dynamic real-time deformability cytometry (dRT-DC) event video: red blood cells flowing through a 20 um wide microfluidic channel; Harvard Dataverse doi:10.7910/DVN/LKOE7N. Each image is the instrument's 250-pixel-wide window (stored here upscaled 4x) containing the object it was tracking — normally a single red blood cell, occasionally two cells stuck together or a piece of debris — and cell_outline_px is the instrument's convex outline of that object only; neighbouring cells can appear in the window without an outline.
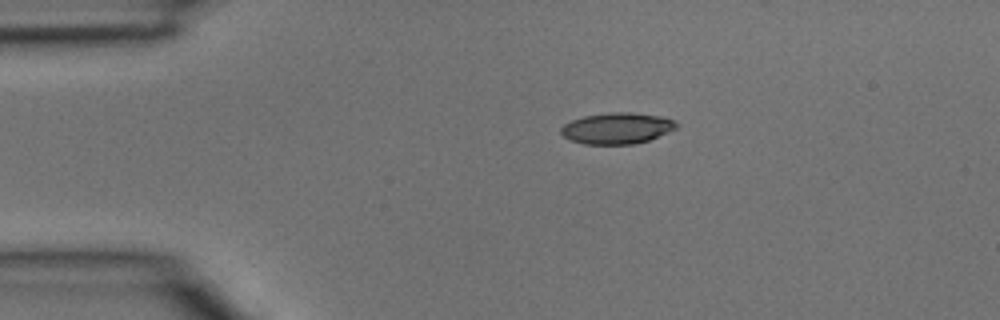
{"species": "common noctule bat (a hibernating species)", "species_latin": "Nyctalus noctula", "temperature_condition": "room temperature", "stored_images_in_passage": 3, "segment_of_instrument_passage": [1, 2], "camera_frame_rate_fps": 3000, "um_per_image_px": 0.085, "animal": {"sex": "male", "body_mass_g": 15.6}, "frame": {"image": 1, "passage_image": 1, "time_ms": 0.0, "image_size_px": [1000, 320], "cell_outline_px": [[676, 128], [668, 132], [648, 140], [632, 144], [584, 144], [572, 140], [564, 136], [560, 132], [560, 128], [564, 124], [572, 120], [584, 116], [608, 112], [632, 112], [660, 116], [672, 120], [676, 124]], "centroid_in_image_um": [52.41, 10.89], "position_along_channel_um": 32.6, "area_um2": 20.75}}